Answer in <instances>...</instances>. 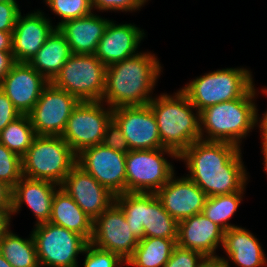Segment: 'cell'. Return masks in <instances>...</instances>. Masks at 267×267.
Instances as JSON below:
<instances>
[{
	"instance_id": "cell-1",
	"label": "cell",
	"mask_w": 267,
	"mask_h": 267,
	"mask_svg": "<svg viewBox=\"0 0 267 267\" xmlns=\"http://www.w3.org/2000/svg\"><path fill=\"white\" fill-rule=\"evenodd\" d=\"M241 148L223 141L193 142L180 156L190 174L187 176L208 197L244 192L248 176Z\"/></svg>"
},
{
	"instance_id": "cell-2",
	"label": "cell",
	"mask_w": 267,
	"mask_h": 267,
	"mask_svg": "<svg viewBox=\"0 0 267 267\" xmlns=\"http://www.w3.org/2000/svg\"><path fill=\"white\" fill-rule=\"evenodd\" d=\"M162 67L155 54L137 55L107 66L102 102L109 107L148 105Z\"/></svg>"
},
{
	"instance_id": "cell-3",
	"label": "cell",
	"mask_w": 267,
	"mask_h": 267,
	"mask_svg": "<svg viewBox=\"0 0 267 267\" xmlns=\"http://www.w3.org/2000/svg\"><path fill=\"white\" fill-rule=\"evenodd\" d=\"M148 105L154 113L164 148L180 156L193 142L201 139L200 113L181 89L173 96L163 93Z\"/></svg>"
},
{
	"instance_id": "cell-4",
	"label": "cell",
	"mask_w": 267,
	"mask_h": 267,
	"mask_svg": "<svg viewBox=\"0 0 267 267\" xmlns=\"http://www.w3.org/2000/svg\"><path fill=\"white\" fill-rule=\"evenodd\" d=\"M256 94L253 85L241 98L221 102L202 110L201 139L229 142L240 148L242 139L256 126L258 110L253 102Z\"/></svg>"
},
{
	"instance_id": "cell-5",
	"label": "cell",
	"mask_w": 267,
	"mask_h": 267,
	"mask_svg": "<svg viewBox=\"0 0 267 267\" xmlns=\"http://www.w3.org/2000/svg\"><path fill=\"white\" fill-rule=\"evenodd\" d=\"M133 234L144 237L178 239V222L164 209L155 193L125 192L115 196Z\"/></svg>"
},
{
	"instance_id": "cell-6",
	"label": "cell",
	"mask_w": 267,
	"mask_h": 267,
	"mask_svg": "<svg viewBox=\"0 0 267 267\" xmlns=\"http://www.w3.org/2000/svg\"><path fill=\"white\" fill-rule=\"evenodd\" d=\"M77 164V154L61 136L36 135L22 156V173L61 185Z\"/></svg>"
},
{
	"instance_id": "cell-7",
	"label": "cell",
	"mask_w": 267,
	"mask_h": 267,
	"mask_svg": "<svg viewBox=\"0 0 267 267\" xmlns=\"http://www.w3.org/2000/svg\"><path fill=\"white\" fill-rule=\"evenodd\" d=\"M252 72L246 68H226L206 73L181 90L199 111L215 104L241 98L253 85Z\"/></svg>"
},
{
	"instance_id": "cell-8",
	"label": "cell",
	"mask_w": 267,
	"mask_h": 267,
	"mask_svg": "<svg viewBox=\"0 0 267 267\" xmlns=\"http://www.w3.org/2000/svg\"><path fill=\"white\" fill-rule=\"evenodd\" d=\"M106 71L95 54H72L51 83L79 101H102Z\"/></svg>"
},
{
	"instance_id": "cell-9",
	"label": "cell",
	"mask_w": 267,
	"mask_h": 267,
	"mask_svg": "<svg viewBox=\"0 0 267 267\" xmlns=\"http://www.w3.org/2000/svg\"><path fill=\"white\" fill-rule=\"evenodd\" d=\"M164 152L179 159L174 151L167 148L130 150L126 153V192L156 193L169 181L174 168L164 158Z\"/></svg>"
},
{
	"instance_id": "cell-10",
	"label": "cell",
	"mask_w": 267,
	"mask_h": 267,
	"mask_svg": "<svg viewBox=\"0 0 267 267\" xmlns=\"http://www.w3.org/2000/svg\"><path fill=\"white\" fill-rule=\"evenodd\" d=\"M34 226L31 234L40 267H78V254L88 243L81 235L51 222Z\"/></svg>"
},
{
	"instance_id": "cell-11",
	"label": "cell",
	"mask_w": 267,
	"mask_h": 267,
	"mask_svg": "<svg viewBox=\"0 0 267 267\" xmlns=\"http://www.w3.org/2000/svg\"><path fill=\"white\" fill-rule=\"evenodd\" d=\"M102 101H79L68 118L61 137L79 154L83 149L102 144L113 109Z\"/></svg>"
},
{
	"instance_id": "cell-12",
	"label": "cell",
	"mask_w": 267,
	"mask_h": 267,
	"mask_svg": "<svg viewBox=\"0 0 267 267\" xmlns=\"http://www.w3.org/2000/svg\"><path fill=\"white\" fill-rule=\"evenodd\" d=\"M79 100L49 82L28 113L36 135L61 136Z\"/></svg>"
},
{
	"instance_id": "cell-13",
	"label": "cell",
	"mask_w": 267,
	"mask_h": 267,
	"mask_svg": "<svg viewBox=\"0 0 267 267\" xmlns=\"http://www.w3.org/2000/svg\"><path fill=\"white\" fill-rule=\"evenodd\" d=\"M77 164L115 196L126 192V154L103 144L77 154Z\"/></svg>"
},
{
	"instance_id": "cell-14",
	"label": "cell",
	"mask_w": 267,
	"mask_h": 267,
	"mask_svg": "<svg viewBox=\"0 0 267 267\" xmlns=\"http://www.w3.org/2000/svg\"><path fill=\"white\" fill-rule=\"evenodd\" d=\"M90 243L116 253L126 261L133 254L139 239L133 234L122 209L114 202L94 220Z\"/></svg>"
},
{
	"instance_id": "cell-15",
	"label": "cell",
	"mask_w": 267,
	"mask_h": 267,
	"mask_svg": "<svg viewBox=\"0 0 267 267\" xmlns=\"http://www.w3.org/2000/svg\"><path fill=\"white\" fill-rule=\"evenodd\" d=\"M112 119L120 127L130 150L164 148L149 105L113 108Z\"/></svg>"
},
{
	"instance_id": "cell-16",
	"label": "cell",
	"mask_w": 267,
	"mask_h": 267,
	"mask_svg": "<svg viewBox=\"0 0 267 267\" xmlns=\"http://www.w3.org/2000/svg\"><path fill=\"white\" fill-rule=\"evenodd\" d=\"M60 187L93 220L115 202V195L78 164L66 175Z\"/></svg>"
},
{
	"instance_id": "cell-17",
	"label": "cell",
	"mask_w": 267,
	"mask_h": 267,
	"mask_svg": "<svg viewBox=\"0 0 267 267\" xmlns=\"http://www.w3.org/2000/svg\"><path fill=\"white\" fill-rule=\"evenodd\" d=\"M174 175L155 194L164 209L179 222L202 213L208 196L188 176L176 179Z\"/></svg>"
},
{
	"instance_id": "cell-18",
	"label": "cell",
	"mask_w": 267,
	"mask_h": 267,
	"mask_svg": "<svg viewBox=\"0 0 267 267\" xmlns=\"http://www.w3.org/2000/svg\"><path fill=\"white\" fill-rule=\"evenodd\" d=\"M49 82L26 62H15L0 83V89L21 114H28L36 105Z\"/></svg>"
},
{
	"instance_id": "cell-19",
	"label": "cell",
	"mask_w": 267,
	"mask_h": 267,
	"mask_svg": "<svg viewBox=\"0 0 267 267\" xmlns=\"http://www.w3.org/2000/svg\"><path fill=\"white\" fill-rule=\"evenodd\" d=\"M40 10L18 15L12 33V55L15 62L28 63L44 45L56 26Z\"/></svg>"
},
{
	"instance_id": "cell-20",
	"label": "cell",
	"mask_w": 267,
	"mask_h": 267,
	"mask_svg": "<svg viewBox=\"0 0 267 267\" xmlns=\"http://www.w3.org/2000/svg\"><path fill=\"white\" fill-rule=\"evenodd\" d=\"M224 230L198 213L178 222L177 245L184 249L195 250L208 259H218L215 250L223 246Z\"/></svg>"
},
{
	"instance_id": "cell-21",
	"label": "cell",
	"mask_w": 267,
	"mask_h": 267,
	"mask_svg": "<svg viewBox=\"0 0 267 267\" xmlns=\"http://www.w3.org/2000/svg\"><path fill=\"white\" fill-rule=\"evenodd\" d=\"M144 36V30L135 24H116L110 20L95 56L106 66L123 61L138 54L136 50Z\"/></svg>"
},
{
	"instance_id": "cell-22",
	"label": "cell",
	"mask_w": 267,
	"mask_h": 267,
	"mask_svg": "<svg viewBox=\"0 0 267 267\" xmlns=\"http://www.w3.org/2000/svg\"><path fill=\"white\" fill-rule=\"evenodd\" d=\"M57 187L60 185L51 181L23 176L12 189L10 216L18 213L22 204L25 203L37 218L35 225L49 222Z\"/></svg>"
},
{
	"instance_id": "cell-23",
	"label": "cell",
	"mask_w": 267,
	"mask_h": 267,
	"mask_svg": "<svg viewBox=\"0 0 267 267\" xmlns=\"http://www.w3.org/2000/svg\"><path fill=\"white\" fill-rule=\"evenodd\" d=\"M110 20L103 19L94 12L77 19H70L57 28L70 45L72 54H95Z\"/></svg>"
},
{
	"instance_id": "cell-24",
	"label": "cell",
	"mask_w": 267,
	"mask_h": 267,
	"mask_svg": "<svg viewBox=\"0 0 267 267\" xmlns=\"http://www.w3.org/2000/svg\"><path fill=\"white\" fill-rule=\"evenodd\" d=\"M222 248L228 259L219 256L220 262L231 260L238 267H267V257L258 239L245 228L239 226L224 231Z\"/></svg>"
},
{
	"instance_id": "cell-25",
	"label": "cell",
	"mask_w": 267,
	"mask_h": 267,
	"mask_svg": "<svg viewBox=\"0 0 267 267\" xmlns=\"http://www.w3.org/2000/svg\"><path fill=\"white\" fill-rule=\"evenodd\" d=\"M49 222L81 235L87 242L92 239L94 220L61 187L54 194Z\"/></svg>"
},
{
	"instance_id": "cell-26",
	"label": "cell",
	"mask_w": 267,
	"mask_h": 267,
	"mask_svg": "<svg viewBox=\"0 0 267 267\" xmlns=\"http://www.w3.org/2000/svg\"><path fill=\"white\" fill-rule=\"evenodd\" d=\"M71 55L68 41L58 28H55L28 64L51 82Z\"/></svg>"
},
{
	"instance_id": "cell-27",
	"label": "cell",
	"mask_w": 267,
	"mask_h": 267,
	"mask_svg": "<svg viewBox=\"0 0 267 267\" xmlns=\"http://www.w3.org/2000/svg\"><path fill=\"white\" fill-rule=\"evenodd\" d=\"M178 239L144 237L126 260L134 267H164L170 259Z\"/></svg>"
},
{
	"instance_id": "cell-28",
	"label": "cell",
	"mask_w": 267,
	"mask_h": 267,
	"mask_svg": "<svg viewBox=\"0 0 267 267\" xmlns=\"http://www.w3.org/2000/svg\"><path fill=\"white\" fill-rule=\"evenodd\" d=\"M0 253L13 267H40L32 234L23 239L8 227L0 237Z\"/></svg>"
},
{
	"instance_id": "cell-29",
	"label": "cell",
	"mask_w": 267,
	"mask_h": 267,
	"mask_svg": "<svg viewBox=\"0 0 267 267\" xmlns=\"http://www.w3.org/2000/svg\"><path fill=\"white\" fill-rule=\"evenodd\" d=\"M35 137L28 114H21L0 132V143L22 157Z\"/></svg>"
},
{
	"instance_id": "cell-30",
	"label": "cell",
	"mask_w": 267,
	"mask_h": 267,
	"mask_svg": "<svg viewBox=\"0 0 267 267\" xmlns=\"http://www.w3.org/2000/svg\"><path fill=\"white\" fill-rule=\"evenodd\" d=\"M242 197L243 192L207 197L202 213L224 231L238 227L229 224V220L241 204Z\"/></svg>"
},
{
	"instance_id": "cell-31",
	"label": "cell",
	"mask_w": 267,
	"mask_h": 267,
	"mask_svg": "<svg viewBox=\"0 0 267 267\" xmlns=\"http://www.w3.org/2000/svg\"><path fill=\"white\" fill-rule=\"evenodd\" d=\"M45 4L62 18L56 28L67 20L84 17L93 12L92 0H45Z\"/></svg>"
},
{
	"instance_id": "cell-32",
	"label": "cell",
	"mask_w": 267,
	"mask_h": 267,
	"mask_svg": "<svg viewBox=\"0 0 267 267\" xmlns=\"http://www.w3.org/2000/svg\"><path fill=\"white\" fill-rule=\"evenodd\" d=\"M22 177V157L0 143V181L13 189Z\"/></svg>"
},
{
	"instance_id": "cell-33",
	"label": "cell",
	"mask_w": 267,
	"mask_h": 267,
	"mask_svg": "<svg viewBox=\"0 0 267 267\" xmlns=\"http://www.w3.org/2000/svg\"><path fill=\"white\" fill-rule=\"evenodd\" d=\"M82 253L86 254L84 267H120L127 264L118 254L100 249L90 242L87 243Z\"/></svg>"
},
{
	"instance_id": "cell-34",
	"label": "cell",
	"mask_w": 267,
	"mask_h": 267,
	"mask_svg": "<svg viewBox=\"0 0 267 267\" xmlns=\"http://www.w3.org/2000/svg\"><path fill=\"white\" fill-rule=\"evenodd\" d=\"M207 260L202 253L177 245L164 267H201Z\"/></svg>"
},
{
	"instance_id": "cell-35",
	"label": "cell",
	"mask_w": 267,
	"mask_h": 267,
	"mask_svg": "<svg viewBox=\"0 0 267 267\" xmlns=\"http://www.w3.org/2000/svg\"><path fill=\"white\" fill-rule=\"evenodd\" d=\"M102 144L117 152L127 153L130 151L128 142L118 124L111 119L105 129Z\"/></svg>"
},
{
	"instance_id": "cell-36",
	"label": "cell",
	"mask_w": 267,
	"mask_h": 267,
	"mask_svg": "<svg viewBox=\"0 0 267 267\" xmlns=\"http://www.w3.org/2000/svg\"><path fill=\"white\" fill-rule=\"evenodd\" d=\"M148 0H92V8L99 11H136L140 10Z\"/></svg>"
},
{
	"instance_id": "cell-37",
	"label": "cell",
	"mask_w": 267,
	"mask_h": 267,
	"mask_svg": "<svg viewBox=\"0 0 267 267\" xmlns=\"http://www.w3.org/2000/svg\"><path fill=\"white\" fill-rule=\"evenodd\" d=\"M19 8L17 3H0V31L13 32L21 13Z\"/></svg>"
},
{
	"instance_id": "cell-38",
	"label": "cell",
	"mask_w": 267,
	"mask_h": 267,
	"mask_svg": "<svg viewBox=\"0 0 267 267\" xmlns=\"http://www.w3.org/2000/svg\"><path fill=\"white\" fill-rule=\"evenodd\" d=\"M21 113L14 107L11 100L0 89V132Z\"/></svg>"
},
{
	"instance_id": "cell-39",
	"label": "cell",
	"mask_w": 267,
	"mask_h": 267,
	"mask_svg": "<svg viewBox=\"0 0 267 267\" xmlns=\"http://www.w3.org/2000/svg\"><path fill=\"white\" fill-rule=\"evenodd\" d=\"M12 189L4 182L0 181V211L11 213Z\"/></svg>"
},
{
	"instance_id": "cell-40",
	"label": "cell",
	"mask_w": 267,
	"mask_h": 267,
	"mask_svg": "<svg viewBox=\"0 0 267 267\" xmlns=\"http://www.w3.org/2000/svg\"><path fill=\"white\" fill-rule=\"evenodd\" d=\"M15 63L12 52L0 51V83Z\"/></svg>"
},
{
	"instance_id": "cell-41",
	"label": "cell",
	"mask_w": 267,
	"mask_h": 267,
	"mask_svg": "<svg viewBox=\"0 0 267 267\" xmlns=\"http://www.w3.org/2000/svg\"><path fill=\"white\" fill-rule=\"evenodd\" d=\"M12 33L0 31V51L12 52Z\"/></svg>"
},
{
	"instance_id": "cell-42",
	"label": "cell",
	"mask_w": 267,
	"mask_h": 267,
	"mask_svg": "<svg viewBox=\"0 0 267 267\" xmlns=\"http://www.w3.org/2000/svg\"><path fill=\"white\" fill-rule=\"evenodd\" d=\"M262 91L267 94V88L262 89ZM258 115L259 114H256V125L259 123L262 143H267V111L263 114L262 119H260V117L258 118Z\"/></svg>"
},
{
	"instance_id": "cell-43",
	"label": "cell",
	"mask_w": 267,
	"mask_h": 267,
	"mask_svg": "<svg viewBox=\"0 0 267 267\" xmlns=\"http://www.w3.org/2000/svg\"><path fill=\"white\" fill-rule=\"evenodd\" d=\"M10 220V213H4L0 211V237L4 233V231L10 226Z\"/></svg>"
},
{
	"instance_id": "cell-44",
	"label": "cell",
	"mask_w": 267,
	"mask_h": 267,
	"mask_svg": "<svg viewBox=\"0 0 267 267\" xmlns=\"http://www.w3.org/2000/svg\"><path fill=\"white\" fill-rule=\"evenodd\" d=\"M201 267H224L218 259H208Z\"/></svg>"
},
{
	"instance_id": "cell-45",
	"label": "cell",
	"mask_w": 267,
	"mask_h": 267,
	"mask_svg": "<svg viewBox=\"0 0 267 267\" xmlns=\"http://www.w3.org/2000/svg\"><path fill=\"white\" fill-rule=\"evenodd\" d=\"M262 153L264 155V171L267 172V143H262Z\"/></svg>"
},
{
	"instance_id": "cell-46",
	"label": "cell",
	"mask_w": 267,
	"mask_h": 267,
	"mask_svg": "<svg viewBox=\"0 0 267 267\" xmlns=\"http://www.w3.org/2000/svg\"><path fill=\"white\" fill-rule=\"evenodd\" d=\"M0 267H13L0 253Z\"/></svg>"
},
{
	"instance_id": "cell-47",
	"label": "cell",
	"mask_w": 267,
	"mask_h": 267,
	"mask_svg": "<svg viewBox=\"0 0 267 267\" xmlns=\"http://www.w3.org/2000/svg\"><path fill=\"white\" fill-rule=\"evenodd\" d=\"M16 0H0V3H16Z\"/></svg>"
},
{
	"instance_id": "cell-48",
	"label": "cell",
	"mask_w": 267,
	"mask_h": 267,
	"mask_svg": "<svg viewBox=\"0 0 267 267\" xmlns=\"http://www.w3.org/2000/svg\"><path fill=\"white\" fill-rule=\"evenodd\" d=\"M223 263V265H224V267H230L229 265V262H222Z\"/></svg>"
}]
</instances>
